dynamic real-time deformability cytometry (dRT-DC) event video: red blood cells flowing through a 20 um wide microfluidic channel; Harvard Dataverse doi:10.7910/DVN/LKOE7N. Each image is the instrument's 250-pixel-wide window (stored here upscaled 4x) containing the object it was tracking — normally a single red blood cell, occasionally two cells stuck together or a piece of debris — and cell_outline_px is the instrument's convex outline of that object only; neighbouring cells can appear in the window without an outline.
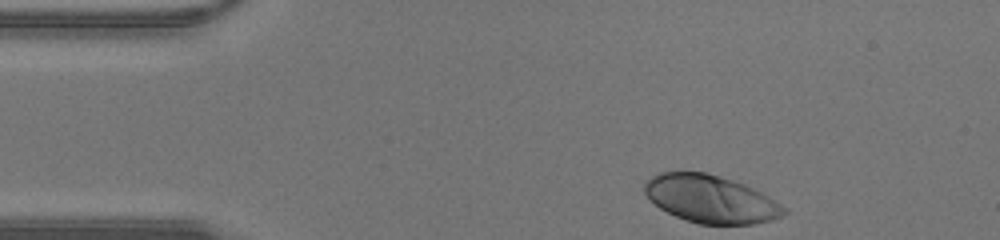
{"species": "human", "species_latin": "Homo sapiens", "temperature_condition": "warm", "stored_images_in_passage": 29, "camera_frame_rate_fps": 3000, "um_per_image_px": 0.085, "donor": {"sex": "male"}, "frame": {"image": 1, "passage_image": 1, "time_ms": 0.0, "image_size_px": [1000, 240], "cell_outline_px": [[788, 212], [772, 220], [752, 224], [700, 224], [676, 216], [660, 208], [648, 200], [644, 192], [644, 180], [660, 172], [704, 172], [732, 180], [744, 184], [768, 196], [788, 208]], "centroid_in_image_um": [60.39, 16.92], "position_along_channel_um": 24.6, "area_um2": 38.67}}
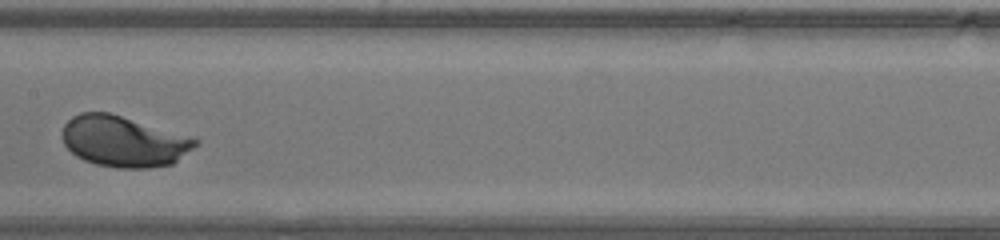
{"frame": {"image": 2, "passage_image": 16, "time_ms": 5.0, "image_size_px": [1000, 240], "cell_outline_px": [[200, 144], [172, 164], [148, 168], [120, 168], [96, 164], [84, 160], [76, 156], [64, 144], [60, 136], [64, 124], [72, 116], [80, 112], [108, 112], [192, 136], [200, 140]], "centroid_in_image_um": [10.52, 12.01], "position_along_channel_um": 196.9, "area_um2": 39.77}}
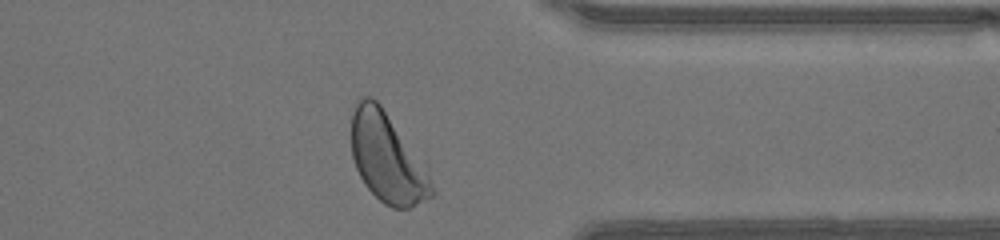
{"frame": {"image": 3, "passage_image": 28, "time_ms": 9.0, "image_size_px": [1000, 240], "cell_outline_px": [[436, 192], [432, 196], [408, 208], [392, 208], [384, 204], [364, 184], [356, 168], [352, 156], [352, 112], [356, 100], [360, 96], [372, 96], [380, 104], [424, 160], [428, 168]], "centroid_in_image_um": [32.94, 13.4], "position_along_channel_um": 378.5, "area_um2": 42.37}}